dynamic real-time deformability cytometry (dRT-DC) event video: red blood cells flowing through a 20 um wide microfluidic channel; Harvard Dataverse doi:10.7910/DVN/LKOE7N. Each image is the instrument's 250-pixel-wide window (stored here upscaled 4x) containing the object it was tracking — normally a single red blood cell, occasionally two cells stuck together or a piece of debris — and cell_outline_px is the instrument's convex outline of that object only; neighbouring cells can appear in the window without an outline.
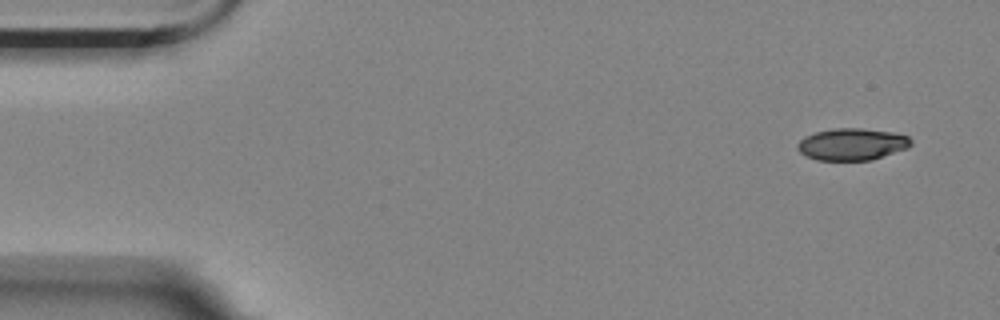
{"species": "Egyptian fruit bat (a non-hibernating species)", "species_latin": "Rousettus aegyptiacus", "temperature_condition": "room temperature", "stored_images_in_passage": 4, "camera_frame_rate_fps": 3000, "um_per_image_px": 0.085, "animal": {"sex": "female"}, "frame": {"image": 1, "passage_image": 1, "time_ms": 0.0, "image_size_px": [1000, 320], "cell_outline_px": [[912, 144], [908, 148], [872, 160], [816, 160], [800, 152], [796, 148], [796, 144], [804, 136], [816, 132], [832, 128], [860, 128], [892, 132], [908, 136], [912, 140]], "centroid_in_image_um": [72.42, 12.26], "position_along_channel_um": 12.6, "area_um2": 21.21}}